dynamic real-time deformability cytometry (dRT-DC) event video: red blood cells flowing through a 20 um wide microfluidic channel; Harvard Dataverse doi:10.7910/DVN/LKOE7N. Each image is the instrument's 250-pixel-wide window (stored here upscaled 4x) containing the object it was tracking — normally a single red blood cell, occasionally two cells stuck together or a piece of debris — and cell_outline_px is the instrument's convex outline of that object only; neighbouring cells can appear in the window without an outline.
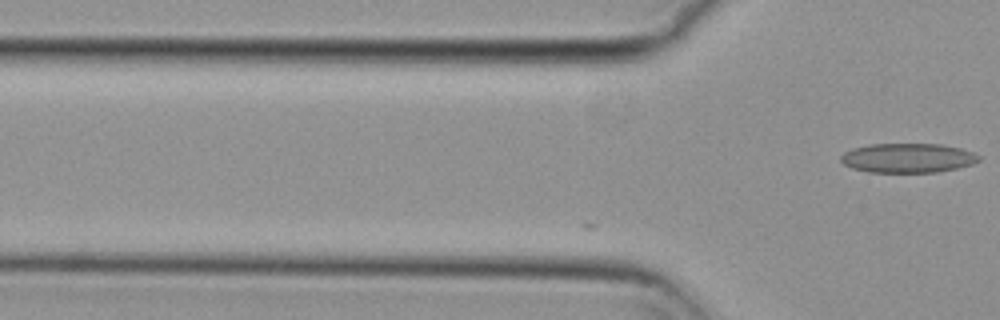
{"species": "common noctule bat (a hibernating species)", "species_latin": "Nyctalus noctula", "temperature_condition": "cold", "stored_images_in_passage": 11, "camera_frame_rate_fps": 3000, "um_per_image_px": 0.085, "animal": {"sex": "female", "body_mass_g": 29.2, "forearm_length_mm": 56.3}, "frame": {"image": 1, "passage_image": 11, "time_ms": 3.333, "image_size_px": [1000, 320], "cell_outline_px": [[980, 160], [972, 164], [956, 168], [936, 172], [868, 172], [852, 168], [844, 164], [840, 160], [840, 156], [844, 152], [852, 148], [868, 144], [940, 144], [960, 148], [972, 152], [980, 156]], "centroid_in_image_um": [77.13, 13.42], "position_along_channel_um": 48.7, "area_um2": 23.64}}